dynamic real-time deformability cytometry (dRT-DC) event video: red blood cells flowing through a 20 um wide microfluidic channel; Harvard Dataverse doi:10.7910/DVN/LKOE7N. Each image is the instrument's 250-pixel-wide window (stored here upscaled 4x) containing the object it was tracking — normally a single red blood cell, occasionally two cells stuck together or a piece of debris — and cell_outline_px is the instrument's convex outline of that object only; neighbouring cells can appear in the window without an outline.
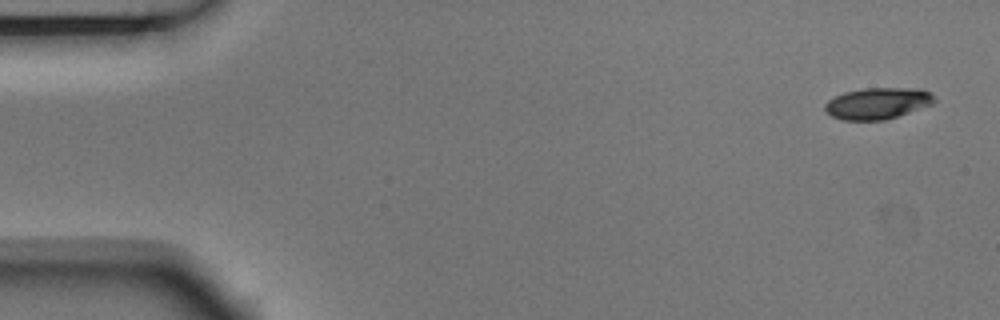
{"species": "Egyptian fruit bat (a non-hibernating species)", "species_latin": "Rousettus aegyptiacus", "temperature_condition": "room temperature", "stored_images_in_passage": 4, "camera_frame_rate_fps": 3000, "um_per_image_px": 0.085, "animal": {"sex": "male"}, "frame": {"image": 1, "passage_image": 1, "time_ms": 0.0, "image_size_px": [1000, 320], "cell_outline_px": [[936, 100], [932, 104], [884, 120], [840, 120], [832, 116], [824, 108], [824, 104], [828, 100], [844, 92], [864, 88], [920, 88], [928, 92]], "centroid_in_image_um": [74.56, 8.78], "position_along_channel_um": 10.4, "area_um2": 19.83}}
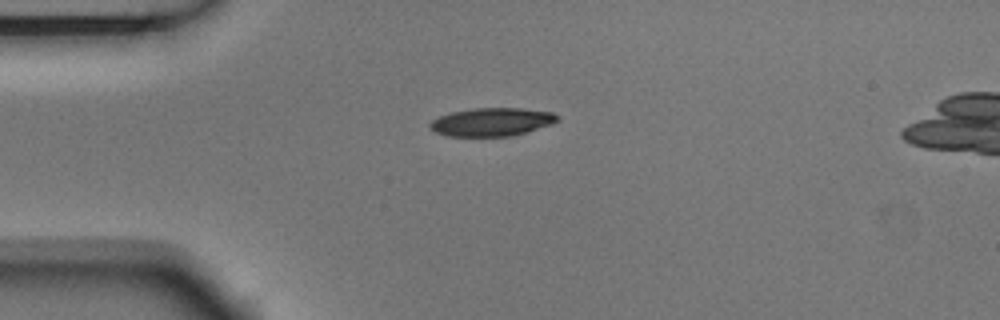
{"frame": {"image": 2, "passage_image": 4, "time_ms": 1.0, "image_size_px": [1000, 320], "cell_outline_px": [[560, 120], [552, 124], [512, 136], [448, 136], [436, 132], [428, 124], [432, 120], [440, 116], [452, 112], [472, 108], [524, 108], [552, 112], [560, 116]], "centroid_in_image_um": [41.85, 10.36], "position_along_channel_um": 43.2, "area_um2": 20.98}}